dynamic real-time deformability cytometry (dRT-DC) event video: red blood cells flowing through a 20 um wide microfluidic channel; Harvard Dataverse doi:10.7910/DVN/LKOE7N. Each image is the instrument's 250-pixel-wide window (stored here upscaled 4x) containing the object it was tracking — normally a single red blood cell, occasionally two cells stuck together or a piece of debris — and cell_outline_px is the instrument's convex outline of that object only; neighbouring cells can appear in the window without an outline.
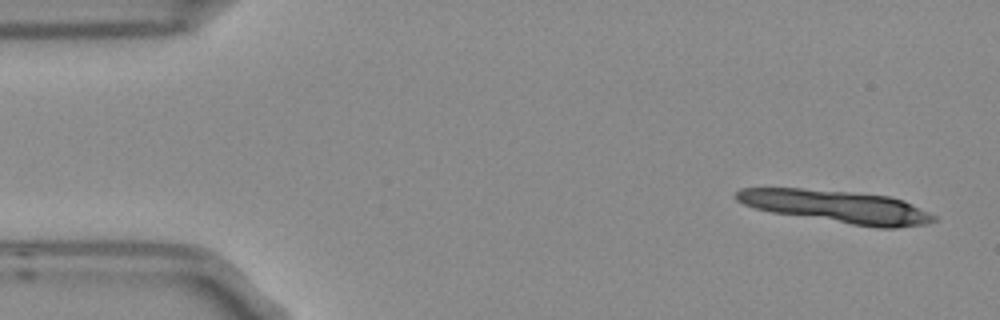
{"species": "Egyptian fruit bat (a non-hibernating species)", "species_latin": "Rousettus aegyptiacus", "temperature_condition": "room temperature", "stored_images_in_passage": 5, "camera_frame_rate_fps": 3000, "um_per_image_px": 0.085, "frame": {"image": 1, "passage_image": 1, "time_ms": 0.0, "image_size_px": [1000, 320], "cell_outline_px": [[940, 220], [924, 224], [896, 228], [880, 228], [852, 224], [772, 212], [756, 208], [744, 204], [736, 200], [736, 192], [740, 188], [800, 188], [848, 192], [888, 196], [904, 200], [936, 216]], "centroid_in_image_um": [71.16, 17.56], "position_along_channel_um": 13.8, "area_um2": 37.05}}
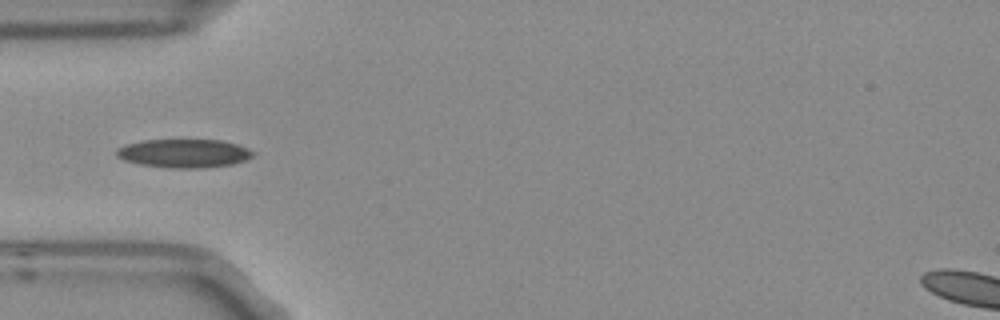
{"frame": {"image": 2, "passage_image": 5, "time_ms": 1.333, "image_size_px": [1000, 320], "cell_outline_px": [[256, 152], [252, 156], [244, 160], [232, 164], [204, 168], [168, 168], [140, 164], [124, 160], [116, 156], [116, 148], [128, 144], [144, 140], [220, 140], [236, 144], [248, 148]], "centroid_in_image_um": [15.63, 13.04], "position_along_channel_um": 69.4, "area_um2": 22.66}}